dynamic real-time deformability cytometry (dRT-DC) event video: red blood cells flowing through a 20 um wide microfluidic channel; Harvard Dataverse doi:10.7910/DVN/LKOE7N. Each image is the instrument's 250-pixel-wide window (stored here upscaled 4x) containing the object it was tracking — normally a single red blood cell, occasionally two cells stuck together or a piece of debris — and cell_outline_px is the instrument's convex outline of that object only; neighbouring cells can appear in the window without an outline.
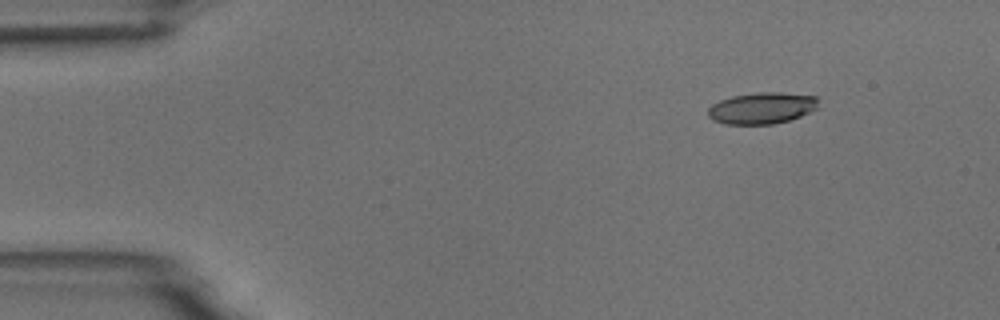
{"species": "common noctule bat (a hibernating species)", "species_latin": "Nyctalus noctula", "temperature_condition": "room temperature", "stored_images_in_passage": 8, "camera_frame_rate_fps": 3000, "um_per_image_px": 0.085, "animal": {"sex": "male", "body_mass_g": 18.8}, "frame": {"image": 1, "passage_image": 1, "time_ms": 0.0, "image_size_px": [1000, 320], "cell_outline_px": [[816, 108], [800, 116], [788, 120], [772, 124], [724, 124], [712, 120], [708, 116], [708, 108], [712, 104], [720, 100], [732, 96], [760, 92], [780, 92], [816, 96]], "centroid_in_image_um": [64.7, 9.19], "position_along_channel_um": 20.3, "area_um2": 20.06}}
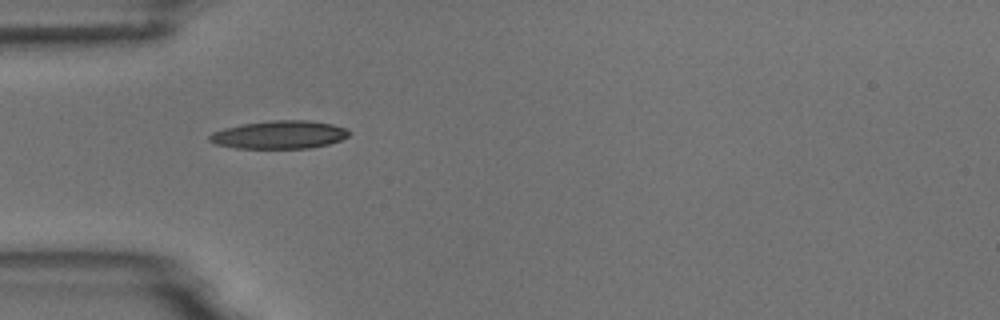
{"frame": {"image": 2, "passage_image": 4, "time_ms": 3.333, "image_size_px": [1000, 320], "cell_outline_px": [[352, 132], [348, 136], [340, 140], [328, 144], [308, 148], [236, 148], [216, 144], [208, 140], [208, 136], [212, 132], [224, 128], [240, 124], [272, 120], [312, 120], [332, 124], [344, 128]], "centroid_in_image_um": [23.73, 11.44], "position_along_channel_um": 61.3, "area_um2": 22.89}}